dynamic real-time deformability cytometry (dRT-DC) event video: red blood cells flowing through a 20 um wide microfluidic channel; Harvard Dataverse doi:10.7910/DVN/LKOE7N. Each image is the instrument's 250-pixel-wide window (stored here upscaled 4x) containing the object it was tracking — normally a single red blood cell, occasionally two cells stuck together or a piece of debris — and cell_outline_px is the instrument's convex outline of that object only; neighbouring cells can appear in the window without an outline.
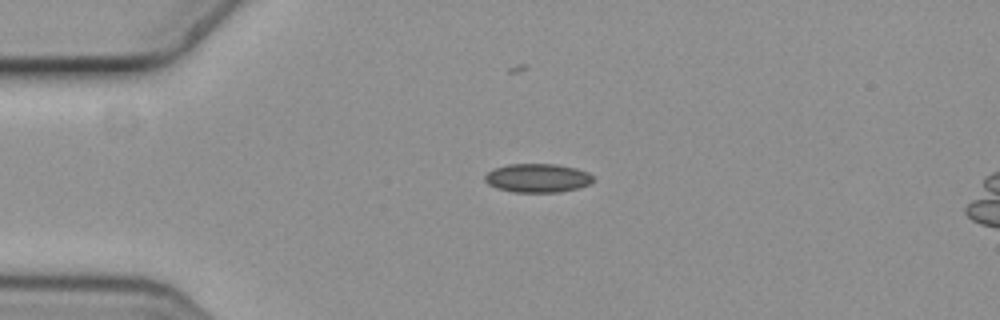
{"species": "common noctule bat (a hibernating species)", "species_latin": "Nyctalus noctula", "temperature_condition": "cold", "stored_images_in_passage": 3, "camera_frame_rate_fps": 3000, "um_per_image_px": 0.085, "animal": {"sex": "female", "body_mass_g": 19.3, "forearm_length_mm": 54.1}, "frame": {"image": 1, "passage_image": 1, "time_ms": 0.0, "image_size_px": [1000, 320], "cell_outline_px": [[592, 180], [588, 184], [576, 188], [556, 192], [512, 192], [496, 188], [488, 184], [484, 180], [484, 176], [492, 168], [508, 164], [556, 164], [576, 168], [588, 172], [592, 176]], "centroid_in_image_um": [45.63, 15.12], "position_along_channel_um": 39.4, "area_um2": 18.09}}
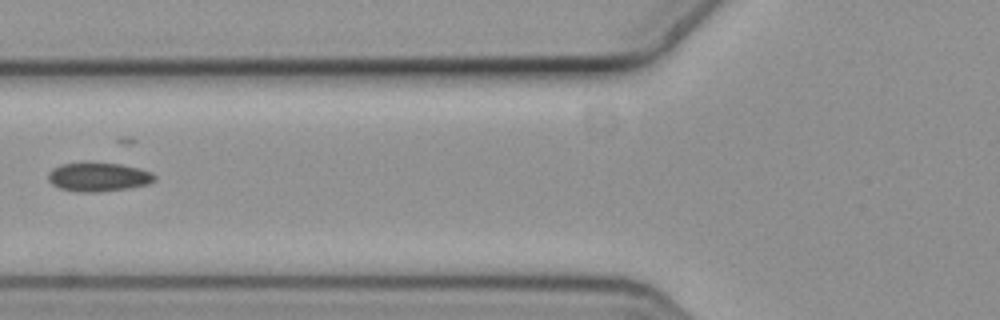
{"frame": {"image": 2, "passage_image": 3, "time_ms": 0.667, "image_size_px": [1000, 320], "cell_outline_px": [[156, 180], [148, 184], [128, 188], [96, 192], [76, 192], [60, 188], [52, 184], [48, 180], [48, 172], [52, 168], [60, 164], [84, 160], [88, 160], [120, 164], [152, 172], [156, 176]], "centroid_in_image_um": [8.31, 15.0], "position_along_channel_um": 117.5, "area_um2": 18.5}}